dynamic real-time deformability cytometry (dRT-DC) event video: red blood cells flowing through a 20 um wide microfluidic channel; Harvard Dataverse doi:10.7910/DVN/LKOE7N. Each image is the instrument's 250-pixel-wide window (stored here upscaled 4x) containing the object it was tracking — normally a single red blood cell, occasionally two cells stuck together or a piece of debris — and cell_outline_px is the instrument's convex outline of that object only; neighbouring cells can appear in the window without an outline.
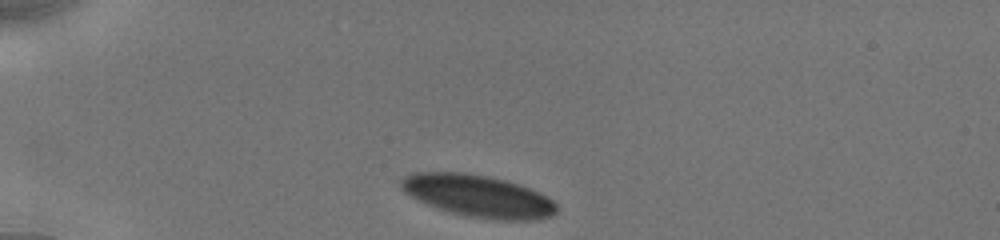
{"species": "human", "species_latin": "Homo sapiens", "temperature_condition": "cold", "stored_images_in_passage": 23, "camera_frame_rate_fps": 3000, "um_per_image_px": 0.085, "donor": {"sex": "male"}, "frame": {"image": 1, "passage_image": 1, "time_ms": 0.0, "image_size_px": [1000, 240], "cell_outline_px": [[556, 212], [552, 216], [536, 220], [496, 220], [468, 216], [436, 208], [404, 192], [400, 188], [400, 180], [404, 176], [412, 172], [464, 172], [504, 180], [520, 184], [552, 200], [556, 204]], "centroid_in_image_um": [40.61, 16.66], "position_along_channel_um": 44.4, "area_um2": 37.86}}
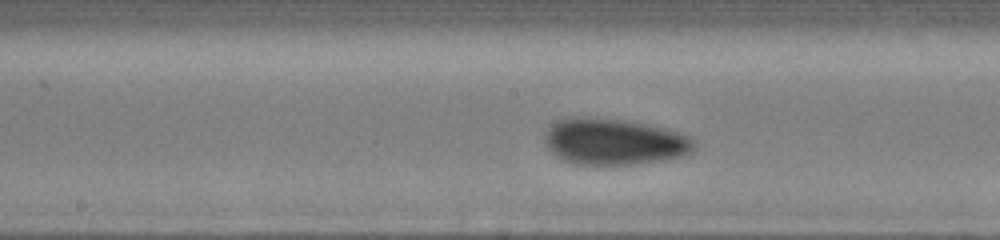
{"frame": {"image": 2, "passage_image": 12, "time_ms": 5.0, "image_size_px": [1000, 240], "cell_outline_px": [[696, 148], [692, 152], [680, 156], [664, 160], [632, 164], [576, 164], [560, 160], [544, 144], [544, 132], [556, 120], [572, 116], [576, 116], [624, 120], [648, 124], [680, 132], [692, 136], [696, 140]], "centroid_in_image_um": [52.2, 12.03], "position_along_channel_um": 196.0, "area_um2": 40.86}}
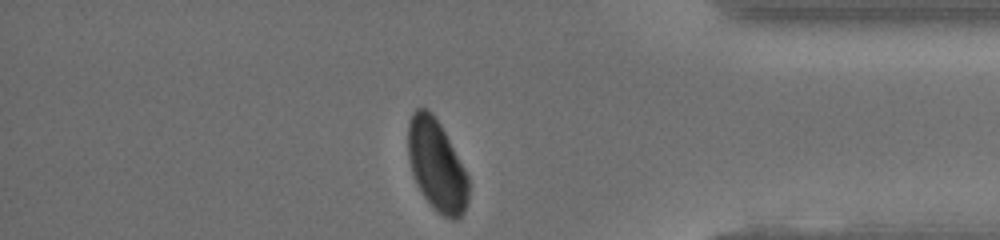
{"frame": {"image": 3, "passage_image": 23, "time_ms": 10.667, "image_size_px": [1000, 240], "cell_outline_px": [[468, 200], [464, 212], [456, 220], [452, 220], [444, 216], [424, 196], [416, 184], [408, 160], [408, 124], [412, 112], [416, 108], [428, 108], [432, 112], [440, 124], [464, 168], [468, 176]], "centroid_in_image_um": [37.1, 14.02], "position_along_channel_um": 398.1, "area_um2": 31.85}, "authors_computed_cell_mechanics": {"area_um2": 38.4948, "velocity_mm_per_s": 3.8849, "shape_relaxation_time_tau1_ms": 3.8288, "shape_relaxation_time_tau2_ms": 5.23, "deformation_change_tau1": 0.0967, "deformation_change_tau2": 0.0546}}